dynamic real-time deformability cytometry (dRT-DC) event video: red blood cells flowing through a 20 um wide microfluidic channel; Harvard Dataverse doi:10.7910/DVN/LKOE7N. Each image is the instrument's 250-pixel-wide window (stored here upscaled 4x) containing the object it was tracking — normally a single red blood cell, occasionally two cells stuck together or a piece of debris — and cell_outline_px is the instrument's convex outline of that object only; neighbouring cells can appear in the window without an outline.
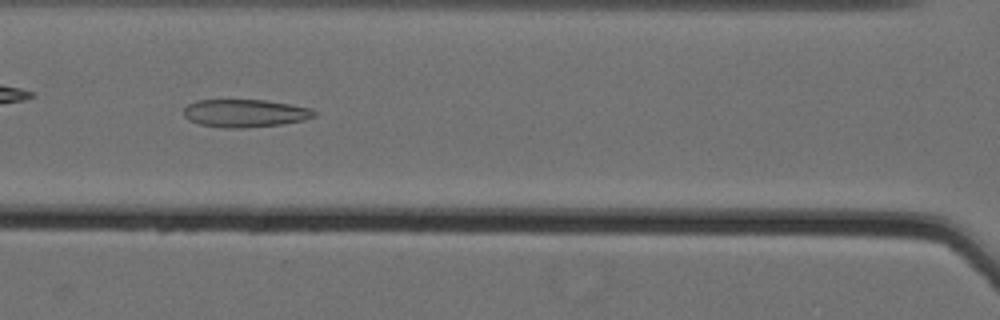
{"species": "Egyptian fruit bat (a non-hibernating species)", "species_latin": "Rousettus aegyptiacus", "temperature_condition": "cold", "stored_images_in_passage": 37, "camera_frame_rate_fps": 3000, "um_per_image_px": 0.085, "animal": {"sex": "female"}, "frame": {"image": 1, "passage_image": 8, "time_ms": 2.333, "image_size_px": [1000, 320], "cell_outline_px": [[316, 116], [304, 120], [284, 124], [244, 128], [224, 128], [200, 124], [188, 120], [184, 116], [184, 108], [188, 104], [196, 100], [268, 100], [312, 108], [316, 112]], "centroid_in_image_um": [20.85, 9.62], "position_along_channel_um": 145.8, "area_um2": 21.39}}
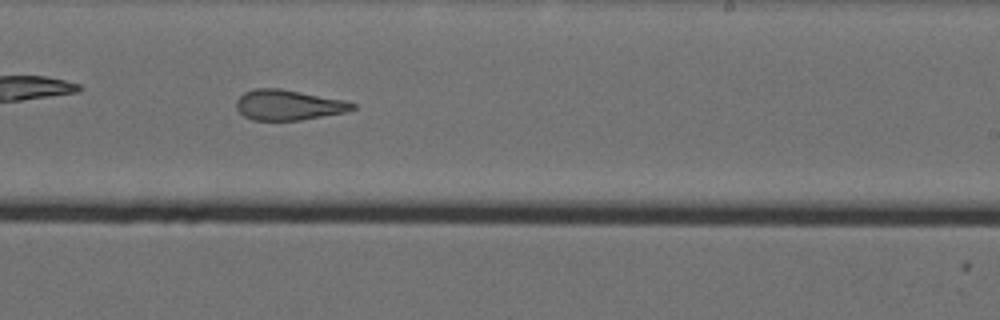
{"frame": {"image": 2, "passage_image": 18, "time_ms": 5.667, "image_size_px": [1000, 320], "cell_outline_px": [[356, 108], [344, 112], [300, 120], [252, 120], [244, 116], [236, 108], [236, 100], [244, 92], [256, 88], [280, 88], [344, 100], [356, 104]], "centroid_in_image_um": [24.48, 8.92], "position_along_channel_um": 264.5, "area_um2": 20.4}}
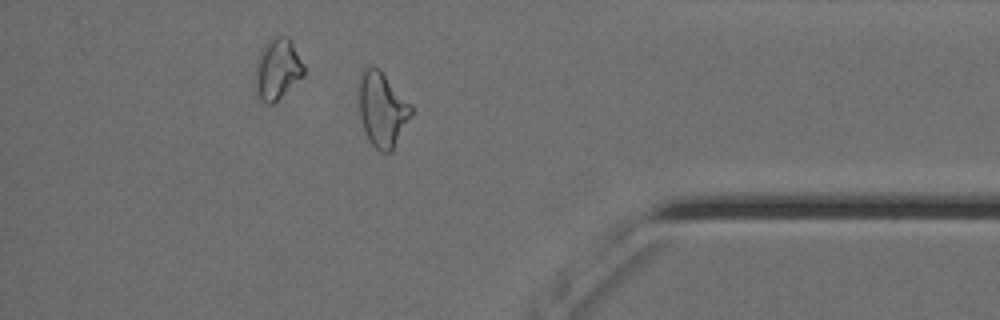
{"frame": {"image": 3, "passage_image": 31, "time_ms": 10.0, "image_size_px": [1000, 320], "cell_outline_px": [[412, 112], [392, 152], [380, 152], [368, 140], [360, 116], [356, 88], [356, 84], [364, 68], [376, 68], [412, 104]], "centroid_in_image_um": [32.44, 9.32], "position_along_channel_um": 402.8, "area_um2": 22.6}, "authors_computed_cell_mechanics": {"area_um2": 21.3282, "velocity_mm_per_s": 3.5736, "shape_relaxation_time_tau1_ms": null, "shape_relaxation_time_tau2_ms": 2.8456, "deformation_change_tau1": null, "deformation_change_tau2": 0.1329}}